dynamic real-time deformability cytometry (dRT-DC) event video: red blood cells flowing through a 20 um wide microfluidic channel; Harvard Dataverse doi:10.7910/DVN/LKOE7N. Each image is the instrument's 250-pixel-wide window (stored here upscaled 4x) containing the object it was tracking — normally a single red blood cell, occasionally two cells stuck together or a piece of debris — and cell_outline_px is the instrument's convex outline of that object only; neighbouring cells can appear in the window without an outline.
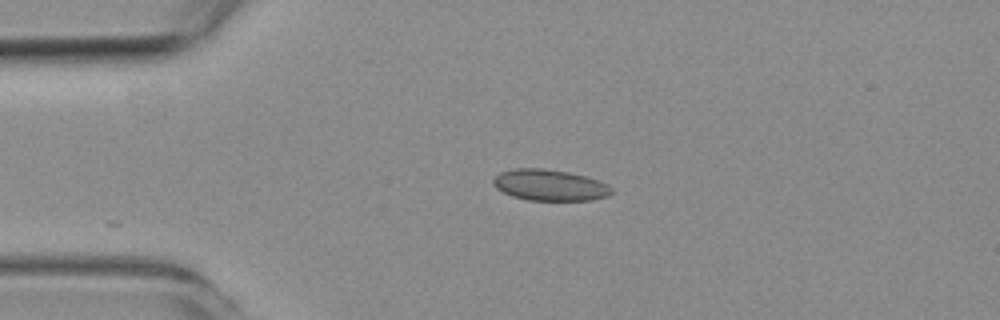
{"species": "common noctule bat (a hibernating species)", "species_latin": "Nyctalus noctula", "temperature_condition": "room temperature", "stored_images_in_passage": 16, "camera_frame_rate_fps": 3000, "um_per_image_px": 0.085, "animal": {"sex": "female", "body_mass_g": 19.3, "forearm_length_mm": 54.1}, "frame": {"image": 1, "passage_image": 1, "time_ms": 0.0, "image_size_px": [1000, 320], "cell_outline_px": [[612, 192], [608, 196], [592, 200], [528, 200], [512, 196], [496, 188], [492, 184], [492, 180], [500, 172], [516, 168], [544, 168], [568, 172], [584, 176], [608, 184], [612, 188]], "centroid_in_image_um": [46.71, 15.73], "position_along_channel_um": 38.3, "area_um2": 21.44}}
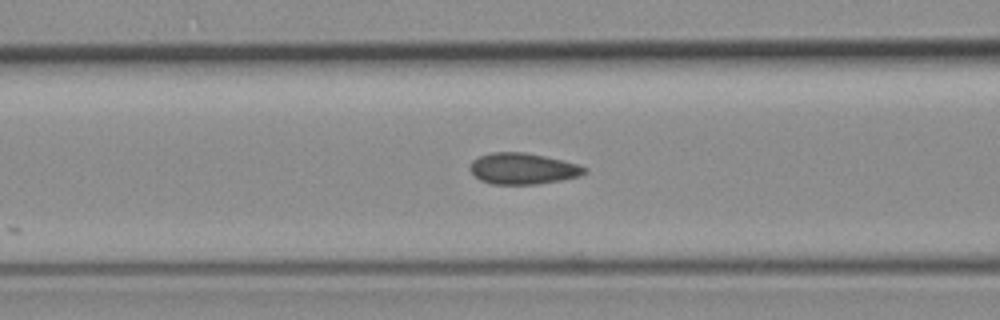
{"frame": {"image": 2, "passage_image": 10, "time_ms": 3.0, "image_size_px": [1000, 320], "cell_outline_px": [[588, 172], [580, 176], [560, 180], [536, 184], [492, 184], [480, 180], [468, 168], [472, 160], [480, 156], [492, 152], [524, 152], [544, 156], [580, 164], [588, 168]], "centroid_in_image_um": [44.46, 14.33], "position_along_channel_um": 122.1, "area_um2": 20.87}}
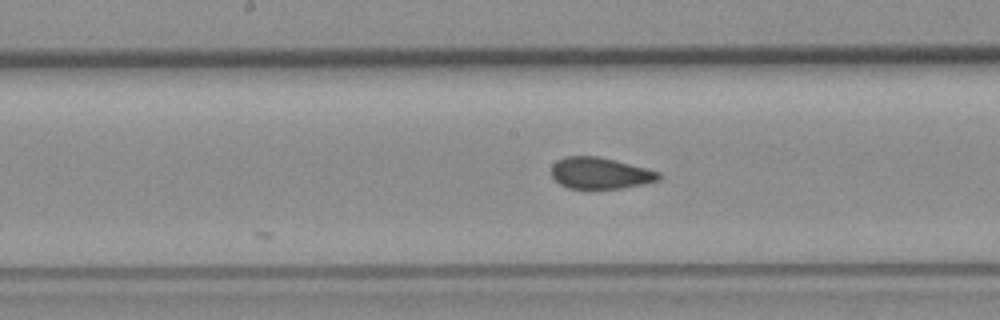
{"frame": {"image": 3, "passage_image": 16, "time_ms": 5.0, "image_size_px": [1000, 320], "cell_outline_px": [[664, 176], [660, 180], [644, 184], [620, 188], [568, 188], [560, 184], [552, 176], [552, 164], [556, 160], [564, 156], [600, 156], [660, 172]], "centroid_in_image_um": [51.03, 14.71], "position_along_channel_um": 197.2, "area_um2": 19.71}}